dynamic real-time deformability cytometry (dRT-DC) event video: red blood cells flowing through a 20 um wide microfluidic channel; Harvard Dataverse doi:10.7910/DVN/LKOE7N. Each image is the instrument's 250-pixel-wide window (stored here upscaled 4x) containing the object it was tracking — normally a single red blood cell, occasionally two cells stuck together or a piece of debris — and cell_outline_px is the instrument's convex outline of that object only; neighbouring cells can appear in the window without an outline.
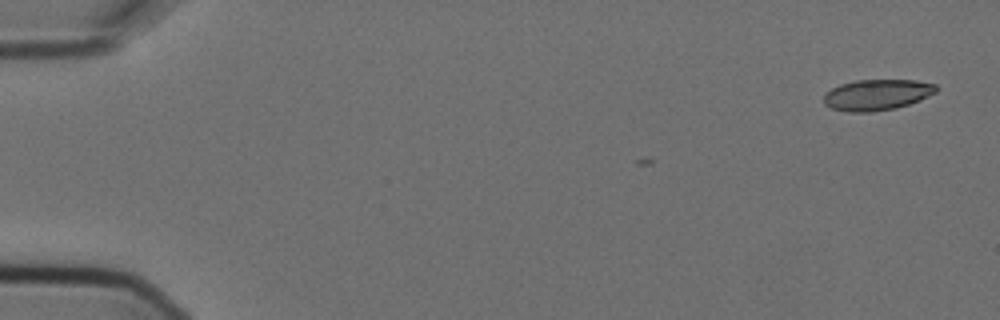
{"species": "Egyptian fruit bat (a non-hibernating species)", "species_latin": "Rousettus aegyptiacus", "temperature_condition": "cold", "stored_images_in_passage": 4, "camera_frame_rate_fps": 3000, "um_per_image_px": 0.085, "animal": {"sex": "female"}, "frame": {"image": 1, "passage_image": 1, "time_ms": 0.0, "image_size_px": [1000, 320], "cell_outline_px": [[936, 92], [920, 100], [896, 108], [872, 112], [848, 112], [832, 108], [824, 104], [824, 96], [832, 88], [840, 84], [856, 80], [916, 80], [936, 84]], "centroid_in_image_um": [74.54, 8.06], "position_along_channel_um": 10.5, "area_um2": 20.17}}